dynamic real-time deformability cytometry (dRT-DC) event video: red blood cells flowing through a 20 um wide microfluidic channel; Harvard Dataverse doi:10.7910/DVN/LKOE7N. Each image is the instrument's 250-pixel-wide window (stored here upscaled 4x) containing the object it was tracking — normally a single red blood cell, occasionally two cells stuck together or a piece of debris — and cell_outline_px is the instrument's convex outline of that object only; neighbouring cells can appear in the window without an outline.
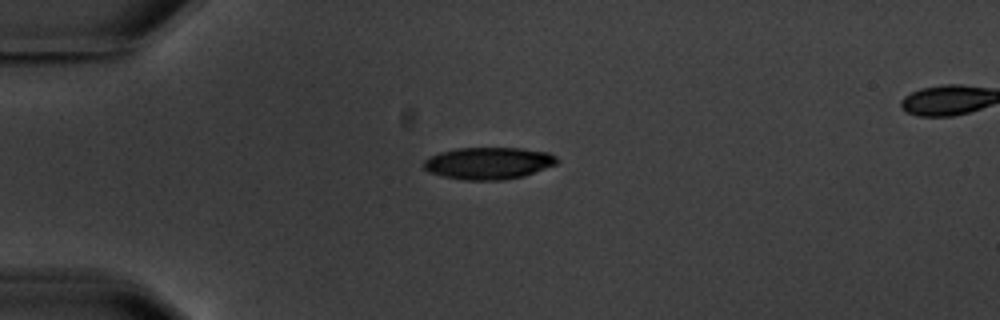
{"species": "common noctule bat (a hibernating species)", "species_latin": "Nyctalus noctula", "temperature_condition": "warm", "stored_images_in_passage": 3, "camera_frame_rate_fps": 3000, "um_per_image_px": 0.085, "animal": {"sex": "male", "body_mass_g": 20.1, "forearm_length_mm": 53.5}, "frame": {"image": 1, "passage_image": 1, "time_ms": 0.0, "image_size_px": [1000, 320], "cell_outline_px": [[560, 160], [556, 164], [524, 176], [504, 180], [468, 180], [444, 176], [428, 172], [424, 168], [424, 160], [428, 156], [440, 152], [456, 148], [520, 148], [548, 152], [556, 156]], "centroid_in_image_um": [41.53, 13.86], "position_along_channel_um": 43.5, "area_um2": 24.91}}